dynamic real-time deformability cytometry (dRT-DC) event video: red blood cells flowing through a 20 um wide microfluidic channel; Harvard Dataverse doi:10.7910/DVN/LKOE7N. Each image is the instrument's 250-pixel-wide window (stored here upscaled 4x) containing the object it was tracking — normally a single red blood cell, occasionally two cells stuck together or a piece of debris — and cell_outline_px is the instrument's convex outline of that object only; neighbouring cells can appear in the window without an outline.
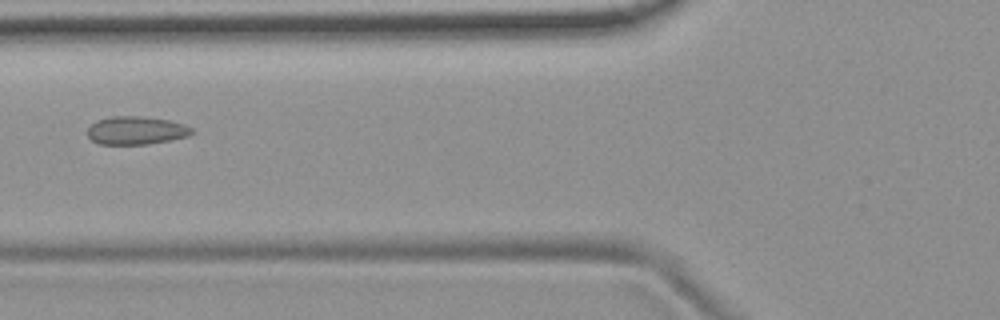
{"species": "common noctule bat (a hibernating species)", "species_latin": "Nyctalus noctula", "temperature_condition": "room temperature", "stored_images_in_passage": 6, "camera_frame_rate_fps": 3000, "um_per_image_px": 0.085, "animal": {"sex": "female", "body_mass_g": 19.9}, "frame": {"image": 1, "passage_image": 3, "time_ms": 2.333, "image_size_px": [1000, 320], "cell_outline_px": [[196, 132], [188, 136], [148, 144], [100, 144], [92, 140], [88, 136], [88, 128], [96, 120], [112, 116], [144, 116], [168, 120], [184, 124], [192, 128]], "centroid_in_image_um": [11.58, 11.08], "position_along_channel_um": 114.2, "area_um2": 17.11}}
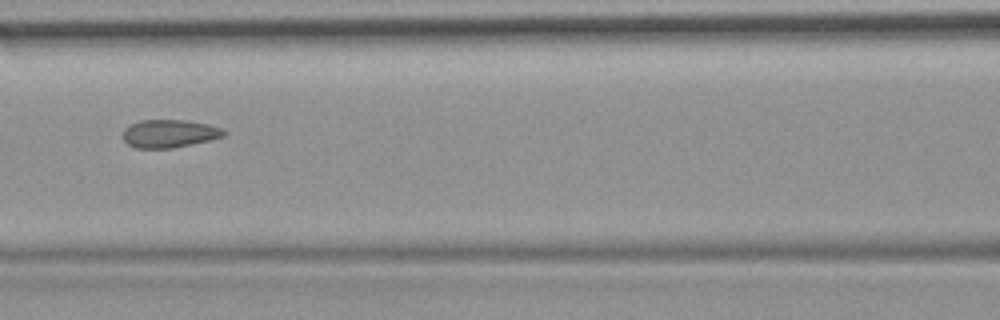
{"frame": {"image": 2, "passage_image": 4, "time_ms": 3.333, "image_size_px": [1000, 320], "cell_outline_px": [[228, 132], [224, 136], [208, 140], [172, 148], [136, 148], [128, 144], [124, 140], [124, 128], [140, 120], [188, 120], [208, 124], [220, 128]], "centroid_in_image_um": [14.4, 11.35], "position_along_channel_um": 152.2, "area_um2": 16.3}}
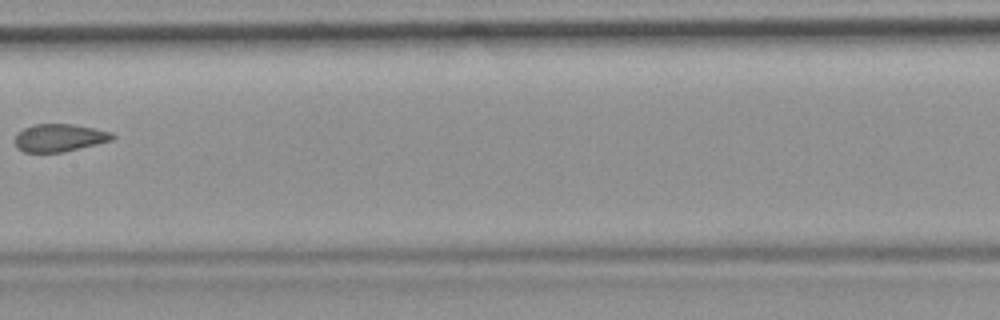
{"frame": {"image": 3, "passage_image": 5, "time_ms": 4.667, "image_size_px": [1000, 320], "cell_outline_px": [[116, 136], [112, 140], [64, 152], [24, 152], [16, 148], [16, 132], [32, 124], [72, 124], [112, 132]], "centroid_in_image_um": [5.03, 11.71], "position_along_channel_um": 202.4, "area_um2": 15.72}}